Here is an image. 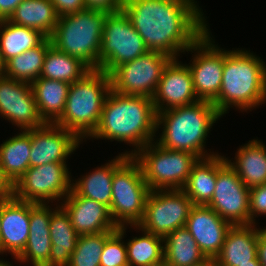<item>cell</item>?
Returning a JSON list of instances; mask_svg holds the SVG:
<instances>
[{
	"mask_svg": "<svg viewBox=\"0 0 266 266\" xmlns=\"http://www.w3.org/2000/svg\"><path fill=\"white\" fill-rule=\"evenodd\" d=\"M13 196V185L3 175L0 169V200H7Z\"/></svg>",
	"mask_w": 266,
	"mask_h": 266,
	"instance_id": "cell-41",
	"label": "cell"
},
{
	"mask_svg": "<svg viewBox=\"0 0 266 266\" xmlns=\"http://www.w3.org/2000/svg\"><path fill=\"white\" fill-rule=\"evenodd\" d=\"M250 189L226 163L217 173L216 187L207 205L232 225H250Z\"/></svg>",
	"mask_w": 266,
	"mask_h": 266,
	"instance_id": "cell-14",
	"label": "cell"
},
{
	"mask_svg": "<svg viewBox=\"0 0 266 266\" xmlns=\"http://www.w3.org/2000/svg\"><path fill=\"white\" fill-rule=\"evenodd\" d=\"M226 160L249 189L266 183V147L260 140L242 145L235 153V162Z\"/></svg>",
	"mask_w": 266,
	"mask_h": 266,
	"instance_id": "cell-25",
	"label": "cell"
},
{
	"mask_svg": "<svg viewBox=\"0 0 266 266\" xmlns=\"http://www.w3.org/2000/svg\"><path fill=\"white\" fill-rule=\"evenodd\" d=\"M190 266H216L215 259L206 257L204 260Z\"/></svg>",
	"mask_w": 266,
	"mask_h": 266,
	"instance_id": "cell-43",
	"label": "cell"
},
{
	"mask_svg": "<svg viewBox=\"0 0 266 266\" xmlns=\"http://www.w3.org/2000/svg\"><path fill=\"white\" fill-rule=\"evenodd\" d=\"M30 202L14 196L2 200L0 255L8 252L17 259L23 252L30 230Z\"/></svg>",
	"mask_w": 266,
	"mask_h": 266,
	"instance_id": "cell-21",
	"label": "cell"
},
{
	"mask_svg": "<svg viewBox=\"0 0 266 266\" xmlns=\"http://www.w3.org/2000/svg\"><path fill=\"white\" fill-rule=\"evenodd\" d=\"M23 0H0V21L9 20Z\"/></svg>",
	"mask_w": 266,
	"mask_h": 266,
	"instance_id": "cell-40",
	"label": "cell"
},
{
	"mask_svg": "<svg viewBox=\"0 0 266 266\" xmlns=\"http://www.w3.org/2000/svg\"><path fill=\"white\" fill-rule=\"evenodd\" d=\"M133 157L139 162L150 190L182 189L200 159L186 151L163 148L155 141L142 147Z\"/></svg>",
	"mask_w": 266,
	"mask_h": 266,
	"instance_id": "cell-7",
	"label": "cell"
},
{
	"mask_svg": "<svg viewBox=\"0 0 266 266\" xmlns=\"http://www.w3.org/2000/svg\"><path fill=\"white\" fill-rule=\"evenodd\" d=\"M0 266H13L9 261L1 260L0 259Z\"/></svg>",
	"mask_w": 266,
	"mask_h": 266,
	"instance_id": "cell-46",
	"label": "cell"
},
{
	"mask_svg": "<svg viewBox=\"0 0 266 266\" xmlns=\"http://www.w3.org/2000/svg\"><path fill=\"white\" fill-rule=\"evenodd\" d=\"M148 51L123 10L107 15L99 54L100 70L110 74L119 65L133 61Z\"/></svg>",
	"mask_w": 266,
	"mask_h": 266,
	"instance_id": "cell-9",
	"label": "cell"
},
{
	"mask_svg": "<svg viewBox=\"0 0 266 266\" xmlns=\"http://www.w3.org/2000/svg\"><path fill=\"white\" fill-rule=\"evenodd\" d=\"M250 224H257L256 217L266 215V183L250 188Z\"/></svg>",
	"mask_w": 266,
	"mask_h": 266,
	"instance_id": "cell-37",
	"label": "cell"
},
{
	"mask_svg": "<svg viewBox=\"0 0 266 266\" xmlns=\"http://www.w3.org/2000/svg\"><path fill=\"white\" fill-rule=\"evenodd\" d=\"M172 58L156 51H148L116 67L109 75L111 89L126 95L152 98L164 67Z\"/></svg>",
	"mask_w": 266,
	"mask_h": 266,
	"instance_id": "cell-12",
	"label": "cell"
},
{
	"mask_svg": "<svg viewBox=\"0 0 266 266\" xmlns=\"http://www.w3.org/2000/svg\"><path fill=\"white\" fill-rule=\"evenodd\" d=\"M90 70L80 59L61 52L51 45L46 52L40 77L72 84Z\"/></svg>",
	"mask_w": 266,
	"mask_h": 266,
	"instance_id": "cell-32",
	"label": "cell"
},
{
	"mask_svg": "<svg viewBox=\"0 0 266 266\" xmlns=\"http://www.w3.org/2000/svg\"><path fill=\"white\" fill-rule=\"evenodd\" d=\"M220 118V113L209 101H198L159 112L156 116V131L161 128L162 133L155 141L163 148L186 151L200 159L215 156L219 153L205 151V140L213 124Z\"/></svg>",
	"mask_w": 266,
	"mask_h": 266,
	"instance_id": "cell-4",
	"label": "cell"
},
{
	"mask_svg": "<svg viewBox=\"0 0 266 266\" xmlns=\"http://www.w3.org/2000/svg\"><path fill=\"white\" fill-rule=\"evenodd\" d=\"M239 266H262V265L257 256L254 260H251V263H244L240 264Z\"/></svg>",
	"mask_w": 266,
	"mask_h": 266,
	"instance_id": "cell-44",
	"label": "cell"
},
{
	"mask_svg": "<svg viewBox=\"0 0 266 266\" xmlns=\"http://www.w3.org/2000/svg\"><path fill=\"white\" fill-rule=\"evenodd\" d=\"M124 0H85L86 9L114 13L122 10Z\"/></svg>",
	"mask_w": 266,
	"mask_h": 266,
	"instance_id": "cell-39",
	"label": "cell"
},
{
	"mask_svg": "<svg viewBox=\"0 0 266 266\" xmlns=\"http://www.w3.org/2000/svg\"><path fill=\"white\" fill-rule=\"evenodd\" d=\"M58 18L51 0H23L16 7L9 21L40 31L50 38L58 23Z\"/></svg>",
	"mask_w": 266,
	"mask_h": 266,
	"instance_id": "cell-29",
	"label": "cell"
},
{
	"mask_svg": "<svg viewBox=\"0 0 266 266\" xmlns=\"http://www.w3.org/2000/svg\"><path fill=\"white\" fill-rule=\"evenodd\" d=\"M51 45V39L46 38L40 45L11 58L5 63L3 75L14 80L34 82L41 75L46 52Z\"/></svg>",
	"mask_w": 266,
	"mask_h": 266,
	"instance_id": "cell-33",
	"label": "cell"
},
{
	"mask_svg": "<svg viewBox=\"0 0 266 266\" xmlns=\"http://www.w3.org/2000/svg\"><path fill=\"white\" fill-rule=\"evenodd\" d=\"M59 17L86 9L85 0H51Z\"/></svg>",
	"mask_w": 266,
	"mask_h": 266,
	"instance_id": "cell-38",
	"label": "cell"
},
{
	"mask_svg": "<svg viewBox=\"0 0 266 266\" xmlns=\"http://www.w3.org/2000/svg\"><path fill=\"white\" fill-rule=\"evenodd\" d=\"M62 202L60 206L69 215L78 235L114 232L118 229L106 205L79 196L73 189Z\"/></svg>",
	"mask_w": 266,
	"mask_h": 266,
	"instance_id": "cell-18",
	"label": "cell"
},
{
	"mask_svg": "<svg viewBox=\"0 0 266 266\" xmlns=\"http://www.w3.org/2000/svg\"><path fill=\"white\" fill-rule=\"evenodd\" d=\"M142 231V235L128 239L126 244L129 266H153L164 261L163 238L154 235L138 225H130Z\"/></svg>",
	"mask_w": 266,
	"mask_h": 266,
	"instance_id": "cell-34",
	"label": "cell"
},
{
	"mask_svg": "<svg viewBox=\"0 0 266 266\" xmlns=\"http://www.w3.org/2000/svg\"><path fill=\"white\" fill-rule=\"evenodd\" d=\"M156 116L152 98L120 94L111 89L102 108L99 125L89 139L129 143L136 147L124 153L133 156L155 140Z\"/></svg>",
	"mask_w": 266,
	"mask_h": 266,
	"instance_id": "cell-2",
	"label": "cell"
},
{
	"mask_svg": "<svg viewBox=\"0 0 266 266\" xmlns=\"http://www.w3.org/2000/svg\"><path fill=\"white\" fill-rule=\"evenodd\" d=\"M60 204L52 209L48 203L30 202V230L23 252L17 257V262L28 263L32 266L50 265V221L52 214Z\"/></svg>",
	"mask_w": 266,
	"mask_h": 266,
	"instance_id": "cell-20",
	"label": "cell"
},
{
	"mask_svg": "<svg viewBox=\"0 0 266 266\" xmlns=\"http://www.w3.org/2000/svg\"><path fill=\"white\" fill-rule=\"evenodd\" d=\"M79 235L71 224V219L60 206L51 216L50 221V265L69 266L71 254L76 248Z\"/></svg>",
	"mask_w": 266,
	"mask_h": 266,
	"instance_id": "cell-27",
	"label": "cell"
},
{
	"mask_svg": "<svg viewBox=\"0 0 266 266\" xmlns=\"http://www.w3.org/2000/svg\"><path fill=\"white\" fill-rule=\"evenodd\" d=\"M113 232L79 235L69 266H100L106 239Z\"/></svg>",
	"mask_w": 266,
	"mask_h": 266,
	"instance_id": "cell-35",
	"label": "cell"
},
{
	"mask_svg": "<svg viewBox=\"0 0 266 266\" xmlns=\"http://www.w3.org/2000/svg\"><path fill=\"white\" fill-rule=\"evenodd\" d=\"M30 151L29 130L19 132L0 145V169L12 185L30 168Z\"/></svg>",
	"mask_w": 266,
	"mask_h": 266,
	"instance_id": "cell-28",
	"label": "cell"
},
{
	"mask_svg": "<svg viewBox=\"0 0 266 266\" xmlns=\"http://www.w3.org/2000/svg\"><path fill=\"white\" fill-rule=\"evenodd\" d=\"M163 248L167 266H190L206 258L186 227L164 237Z\"/></svg>",
	"mask_w": 266,
	"mask_h": 266,
	"instance_id": "cell-30",
	"label": "cell"
},
{
	"mask_svg": "<svg viewBox=\"0 0 266 266\" xmlns=\"http://www.w3.org/2000/svg\"><path fill=\"white\" fill-rule=\"evenodd\" d=\"M122 10L149 51L171 58L185 53L209 28L195 0H124Z\"/></svg>",
	"mask_w": 266,
	"mask_h": 266,
	"instance_id": "cell-1",
	"label": "cell"
},
{
	"mask_svg": "<svg viewBox=\"0 0 266 266\" xmlns=\"http://www.w3.org/2000/svg\"><path fill=\"white\" fill-rule=\"evenodd\" d=\"M211 34L208 29L186 52L195 54L188 67L192 74L196 97L199 101L213 103L222 84L225 50L214 44Z\"/></svg>",
	"mask_w": 266,
	"mask_h": 266,
	"instance_id": "cell-13",
	"label": "cell"
},
{
	"mask_svg": "<svg viewBox=\"0 0 266 266\" xmlns=\"http://www.w3.org/2000/svg\"><path fill=\"white\" fill-rule=\"evenodd\" d=\"M156 114L198 102L188 65L172 58L164 67L152 97Z\"/></svg>",
	"mask_w": 266,
	"mask_h": 266,
	"instance_id": "cell-17",
	"label": "cell"
},
{
	"mask_svg": "<svg viewBox=\"0 0 266 266\" xmlns=\"http://www.w3.org/2000/svg\"><path fill=\"white\" fill-rule=\"evenodd\" d=\"M259 228L256 224L232 225L218 256L216 266H239L258 256Z\"/></svg>",
	"mask_w": 266,
	"mask_h": 266,
	"instance_id": "cell-22",
	"label": "cell"
},
{
	"mask_svg": "<svg viewBox=\"0 0 266 266\" xmlns=\"http://www.w3.org/2000/svg\"><path fill=\"white\" fill-rule=\"evenodd\" d=\"M127 226L118 227L105 241L100 266H129L127 260V249L123 238Z\"/></svg>",
	"mask_w": 266,
	"mask_h": 266,
	"instance_id": "cell-36",
	"label": "cell"
},
{
	"mask_svg": "<svg viewBox=\"0 0 266 266\" xmlns=\"http://www.w3.org/2000/svg\"><path fill=\"white\" fill-rule=\"evenodd\" d=\"M30 167L47 163H67L68 157L79 148L82 140L73 132L56 124L30 129Z\"/></svg>",
	"mask_w": 266,
	"mask_h": 266,
	"instance_id": "cell-16",
	"label": "cell"
},
{
	"mask_svg": "<svg viewBox=\"0 0 266 266\" xmlns=\"http://www.w3.org/2000/svg\"><path fill=\"white\" fill-rule=\"evenodd\" d=\"M192 201L182 189L151 190L145 205L141 229L162 238L185 227Z\"/></svg>",
	"mask_w": 266,
	"mask_h": 266,
	"instance_id": "cell-11",
	"label": "cell"
},
{
	"mask_svg": "<svg viewBox=\"0 0 266 266\" xmlns=\"http://www.w3.org/2000/svg\"><path fill=\"white\" fill-rule=\"evenodd\" d=\"M0 116L21 131L41 127L40 116L31 83L0 76Z\"/></svg>",
	"mask_w": 266,
	"mask_h": 266,
	"instance_id": "cell-15",
	"label": "cell"
},
{
	"mask_svg": "<svg viewBox=\"0 0 266 266\" xmlns=\"http://www.w3.org/2000/svg\"><path fill=\"white\" fill-rule=\"evenodd\" d=\"M110 91V75L100 69H91L70 84L64 111L54 124L73 132L82 141L89 138L99 125Z\"/></svg>",
	"mask_w": 266,
	"mask_h": 266,
	"instance_id": "cell-5",
	"label": "cell"
},
{
	"mask_svg": "<svg viewBox=\"0 0 266 266\" xmlns=\"http://www.w3.org/2000/svg\"><path fill=\"white\" fill-rule=\"evenodd\" d=\"M153 266H167V265H166V263L163 261L162 263L157 264V265H153Z\"/></svg>",
	"mask_w": 266,
	"mask_h": 266,
	"instance_id": "cell-48",
	"label": "cell"
},
{
	"mask_svg": "<svg viewBox=\"0 0 266 266\" xmlns=\"http://www.w3.org/2000/svg\"><path fill=\"white\" fill-rule=\"evenodd\" d=\"M5 62L2 58L1 50H0V76L4 74Z\"/></svg>",
	"mask_w": 266,
	"mask_h": 266,
	"instance_id": "cell-45",
	"label": "cell"
},
{
	"mask_svg": "<svg viewBox=\"0 0 266 266\" xmlns=\"http://www.w3.org/2000/svg\"><path fill=\"white\" fill-rule=\"evenodd\" d=\"M264 228H259L258 240V259L262 266H266V227Z\"/></svg>",
	"mask_w": 266,
	"mask_h": 266,
	"instance_id": "cell-42",
	"label": "cell"
},
{
	"mask_svg": "<svg viewBox=\"0 0 266 266\" xmlns=\"http://www.w3.org/2000/svg\"><path fill=\"white\" fill-rule=\"evenodd\" d=\"M70 84L39 77L31 83L34 98L41 118L54 124L62 115Z\"/></svg>",
	"mask_w": 266,
	"mask_h": 266,
	"instance_id": "cell-26",
	"label": "cell"
},
{
	"mask_svg": "<svg viewBox=\"0 0 266 266\" xmlns=\"http://www.w3.org/2000/svg\"><path fill=\"white\" fill-rule=\"evenodd\" d=\"M67 165L53 162L30 167L13 185V196L33 203L63 201L72 190L73 179Z\"/></svg>",
	"mask_w": 266,
	"mask_h": 266,
	"instance_id": "cell-10",
	"label": "cell"
},
{
	"mask_svg": "<svg viewBox=\"0 0 266 266\" xmlns=\"http://www.w3.org/2000/svg\"><path fill=\"white\" fill-rule=\"evenodd\" d=\"M266 64L249 50H225L222 84L213 102L223 117L232 107L252 111L266 103ZM252 109V110H251Z\"/></svg>",
	"mask_w": 266,
	"mask_h": 266,
	"instance_id": "cell-3",
	"label": "cell"
},
{
	"mask_svg": "<svg viewBox=\"0 0 266 266\" xmlns=\"http://www.w3.org/2000/svg\"><path fill=\"white\" fill-rule=\"evenodd\" d=\"M128 157L121 153L109 163L93 169L92 173L82 175L77 180H72V189L82 197L95 200L110 208L112 200V178L114 170ZM95 170V171H94ZM75 182V183H74Z\"/></svg>",
	"mask_w": 266,
	"mask_h": 266,
	"instance_id": "cell-24",
	"label": "cell"
},
{
	"mask_svg": "<svg viewBox=\"0 0 266 266\" xmlns=\"http://www.w3.org/2000/svg\"><path fill=\"white\" fill-rule=\"evenodd\" d=\"M150 191L139 162L128 156L114 170L112 178L109 211L117 227L138 225L142 221Z\"/></svg>",
	"mask_w": 266,
	"mask_h": 266,
	"instance_id": "cell-8",
	"label": "cell"
},
{
	"mask_svg": "<svg viewBox=\"0 0 266 266\" xmlns=\"http://www.w3.org/2000/svg\"><path fill=\"white\" fill-rule=\"evenodd\" d=\"M109 13L84 9L58 18L50 36L61 52L80 59L90 69H99V54L105 19Z\"/></svg>",
	"mask_w": 266,
	"mask_h": 266,
	"instance_id": "cell-6",
	"label": "cell"
},
{
	"mask_svg": "<svg viewBox=\"0 0 266 266\" xmlns=\"http://www.w3.org/2000/svg\"><path fill=\"white\" fill-rule=\"evenodd\" d=\"M232 224L222 219L212 208L194 205L187 218L189 230L205 257L215 259L222 249Z\"/></svg>",
	"mask_w": 266,
	"mask_h": 266,
	"instance_id": "cell-19",
	"label": "cell"
},
{
	"mask_svg": "<svg viewBox=\"0 0 266 266\" xmlns=\"http://www.w3.org/2000/svg\"><path fill=\"white\" fill-rule=\"evenodd\" d=\"M47 37L40 31L0 21V50L6 63L11 58L40 45Z\"/></svg>",
	"mask_w": 266,
	"mask_h": 266,
	"instance_id": "cell-31",
	"label": "cell"
},
{
	"mask_svg": "<svg viewBox=\"0 0 266 266\" xmlns=\"http://www.w3.org/2000/svg\"><path fill=\"white\" fill-rule=\"evenodd\" d=\"M2 200H0V227H1Z\"/></svg>",
	"mask_w": 266,
	"mask_h": 266,
	"instance_id": "cell-47",
	"label": "cell"
},
{
	"mask_svg": "<svg viewBox=\"0 0 266 266\" xmlns=\"http://www.w3.org/2000/svg\"><path fill=\"white\" fill-rule=\"evenodd\" d=\"M227 163L226 157L219 154L202 158L193 166L182 190L194 205L207 206L213 196L217 173Z\"/></svg>",
	"mask_w": 266,
	"mask_h": 266,
	"instance_id": "cell-23",
	"label": "cell"
}]
</instances>
